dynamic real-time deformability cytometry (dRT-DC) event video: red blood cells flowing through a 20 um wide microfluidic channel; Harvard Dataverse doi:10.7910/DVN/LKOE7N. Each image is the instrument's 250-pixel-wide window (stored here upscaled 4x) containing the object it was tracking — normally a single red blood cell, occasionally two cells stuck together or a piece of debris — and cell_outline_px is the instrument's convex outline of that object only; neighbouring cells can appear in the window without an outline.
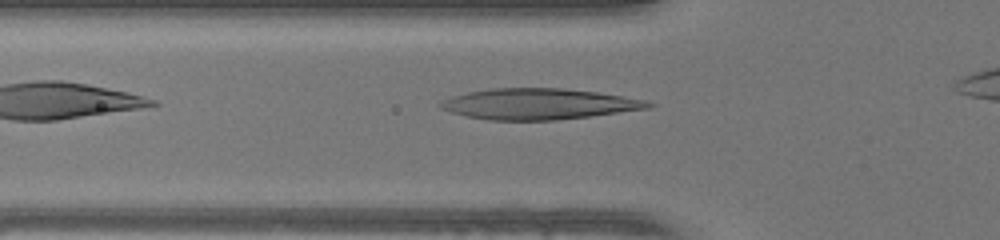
{"species": "human", "species_latin": "Homo sapiens", "temperature_condition": "warm", "stored_images_in_passage": 28, "camera_frame_rate_fps": 3000, "um_per_image_px": 0.085, "donor": {"sex": "female"}, "frame": {"image": 1, "passage_image": 2, "time_ms": 0.333, "image_size_px": [1000, 240], "cell_outline_px": [[656, 104], [648, 108], [588, 116], [556, 120], [488, 120], [468, 116], [452, 112], [440, 108], [436, 104], [452, 96], [468, 92], [492, 88], [564, 88], [596, 92], [644, 100]], "centroid_in_image_um": [45.74, 8.83], "position_along_channel_um": 80.1, "area_um2": 36.99}}
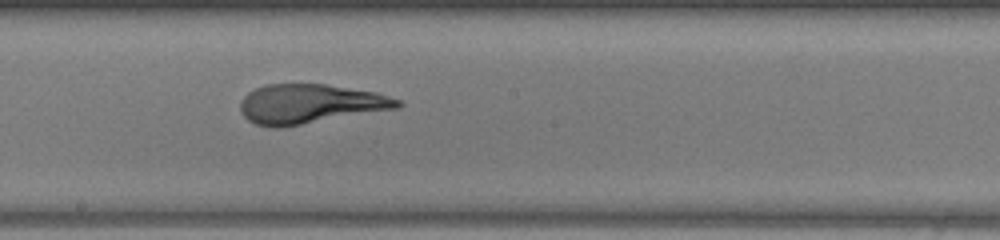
{"frame": {"image": 2, "passage_image": 12, "time_ms": 3.667, "image_size_px": [1000, 240], "cell_outline_px": [[404, 104], [400, 108], [280, 128], [272, 128], [256, 124], [248, 120], [240, 112], [240, 100], [248, 92], [264, 84], [324, 84], [376, 92], [400, 100]], "centroid_in_image_um": [26.34, 8.84], "position_along_channel_um": 221.9, "area_um2": 36.3}}
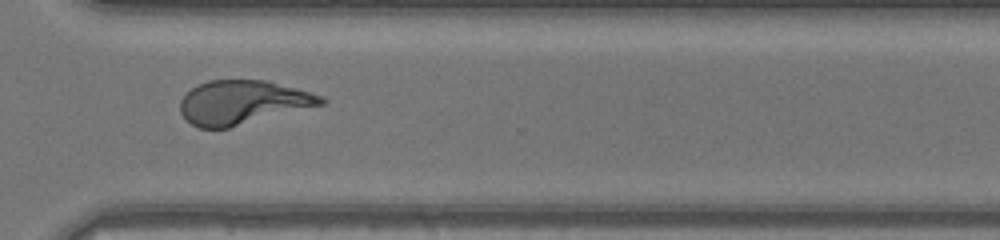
{"frame": {"image": 3, "passage_image": 21, "time_ms": 6.667, "image_size_px": [1000, 240], "cell_outline_px": [[328, 100], [324, 104], [228, 128], [200, 128], [192, 124], [180, 112], [180, 100], [192, 88], [208, 80], [268, 80], [324, 96]], "centroid_in_image_um": [20.65, 8.69], "position_along_channel_um": 350.0, "area_um2": 35.84}}